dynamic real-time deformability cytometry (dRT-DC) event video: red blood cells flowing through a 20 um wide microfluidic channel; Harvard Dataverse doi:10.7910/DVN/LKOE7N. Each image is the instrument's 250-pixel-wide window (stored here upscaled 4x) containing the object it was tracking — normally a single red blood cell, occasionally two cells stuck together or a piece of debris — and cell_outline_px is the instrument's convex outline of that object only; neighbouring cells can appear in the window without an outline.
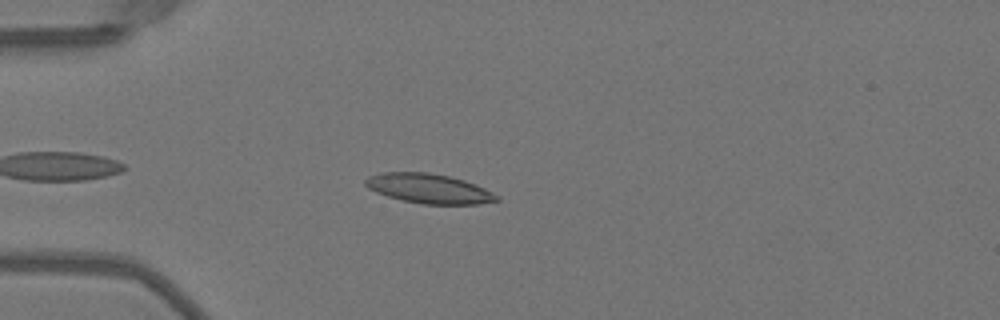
{"species": "Egyptian fruit bat (a non-hibernating species)", "species_latin": "Rousettus aegyptiacus", "temperature_condition": "warm", "stored_images_in_passage": 43, "camera_frame_rate_fps": 3000, "um_per_image_px": 0.085, "animal": {"sex": "female"}, "frame": {"image": 1, "passage_image": 6, "time_ms": 1.667, "image_size_px": [1000, 320], "cell_outline_px": [[500, 200], [476, 204], [420, 204], [388, 196], [376, 192], [368, 188], [364, 184], [364, 180], [368, 176], [380, 172], [428, 172], [448, 176], [464, 180], [476, 184], [500, 196]], "centroid_in_image_um": [36.44, 16.02], "position_along_channel_um": 48.6, "area_um2": 22.66}}
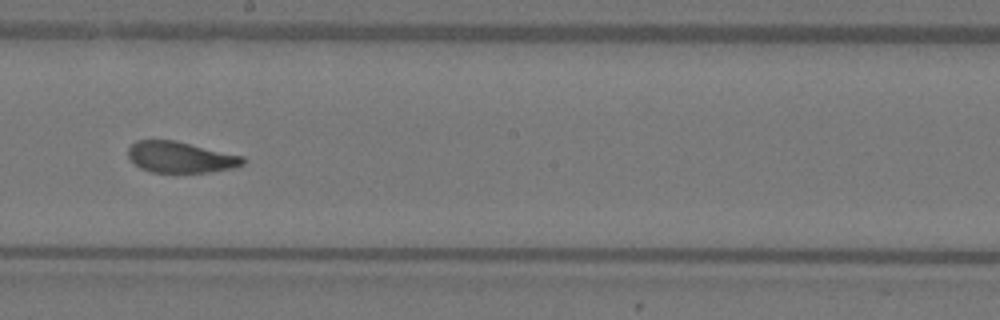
{"frame": {"image": 2, "passage_image": 21, "time_ms": 6.667, "image_size_px": [1000, 320], "cell_outline_px": [[248, 160], [244, 164], [232, 168], [208, 172], [152, 172], [140, 168], [128, 156], [128, 148], [136, 140], [176, 140], [244, 156]], "centroid_in_image_um": [15.38, 13.35], "position_along_channel_um": 232.8, "area_um2": 20.87}}
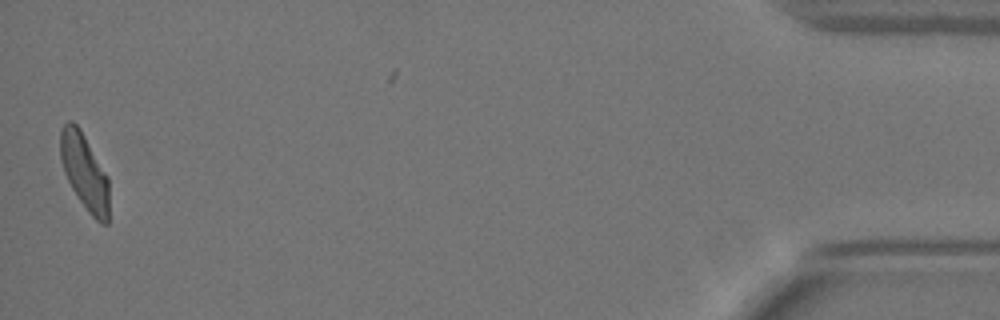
{"frame": {"image": 3, "passage_image": 42, "time_ms": 13.667, "image_size_px": [1000, 320], "cell_outline_px": [[108, 224], [100, 224], [88, 212], [72, 188], [64, 172], [60, 160], [60, 132], [64, 124], [68, 120], [72, 120], [80, 128], [108, 176]], "centroid_in_image_um": [7.18, 14.59], "position_along_channel_um": 428.0, "area_um2": 21.56}, "authors_computed_cell_mechanics": {"area_um2": 21.8484, "velocity_mm_per_s": 4.0212, "shape_relaxation_time_tau1_ms": 4.2946, "shape_relaxation_time_tau2_ms": 1.0919, "deformation_change_tau1": 0.1512, "deformation_change_tau2": 0.0779}}